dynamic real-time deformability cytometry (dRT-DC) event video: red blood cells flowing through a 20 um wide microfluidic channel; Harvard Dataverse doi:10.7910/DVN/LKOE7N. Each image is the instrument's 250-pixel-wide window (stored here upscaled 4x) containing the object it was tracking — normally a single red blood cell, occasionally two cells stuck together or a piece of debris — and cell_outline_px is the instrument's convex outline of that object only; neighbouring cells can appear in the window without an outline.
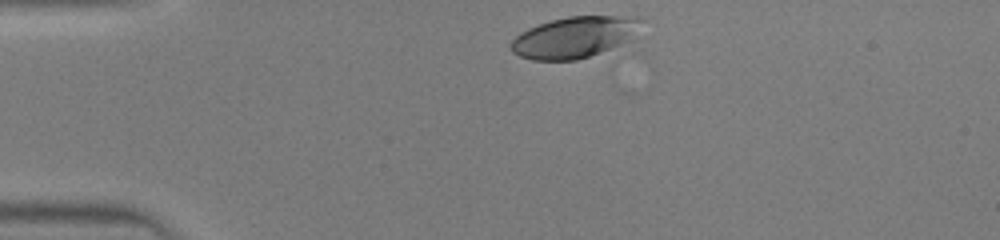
{"species": "human", "species_latin": "Homo sapiens", "temperature_condition": "warm", "stored_images_in_passage": 5, "camera_frame_rate_fps": 3000, "um_per_image_px": 0.085, "donor": {"sex": "male"}, "frame": {"image": 1, "passage_image": 1, "time_ms": 0.0, "image_size_px": [1000, 240], "cell_outline_px": [[648, 60], [532, 60], [520, 56], [512, 52], [512, 40], [520, 32], [528, 28], [552, 20], [568, 16], [644, 16], [648, 20]], "centroid_in_image_um": [49.76, 3.33], "position_along_channel_um": 35.2, "area_um2": 39.07}}